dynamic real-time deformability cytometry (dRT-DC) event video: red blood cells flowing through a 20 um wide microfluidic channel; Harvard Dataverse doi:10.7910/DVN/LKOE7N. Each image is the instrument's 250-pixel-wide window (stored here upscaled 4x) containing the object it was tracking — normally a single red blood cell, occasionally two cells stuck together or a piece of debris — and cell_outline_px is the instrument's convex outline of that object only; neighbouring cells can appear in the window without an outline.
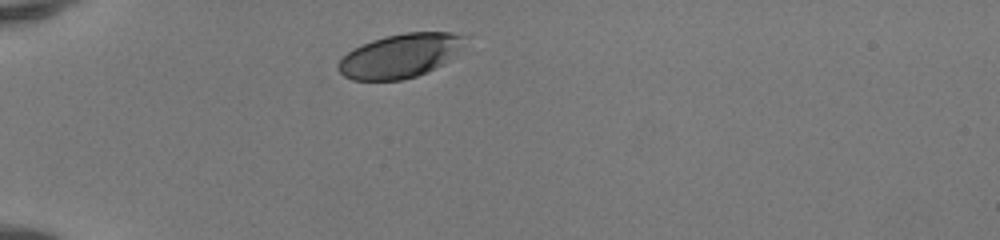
{"species": "human", "species_latin": "Homo sapiens", "temperature_condition": "room temperature", "stored_images_in_passage": 31, "camera_frame_rate_fps": 3000, "um_per_image_px": 0.085, "donor": {"sex": "female"}, "frame": {"image": 1, "passage_image": 1, "time_ms": 0.0, "image_size_px": [1000, 240], "cell_outline_px": [[464, 36], [460, 48], [440, 64], [416, 76], [400, 80], [352, 80], [344, 76], [336, 68], [336, 64], [348, 52], [372, 40], [384, 36], [404, 32], [452, 32]], "centroid_in_image_um": [33.92, 4.74], "position_along_channel_um": 51.1, "area_um2": 31.62}}
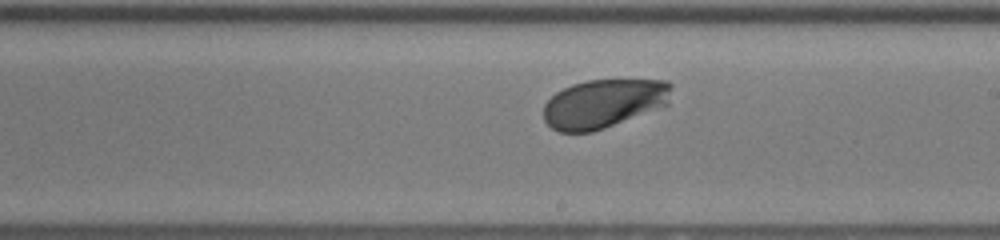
{"frame": {"image": 2, "passage_image": 17, "time_ms": 5.333, "image_size_px": [1000, 240], "cell_outline_px": [[672, 88], [668, 104], [604, 128], [592, 132], [560, 132], [552, 128], [544, 120], [544, 104], [556, 92], [572, 84], [588, 80], [668, 80], [672, 84]], "centroid_in_image_um": [51.31, 8.79], "position_along_channel_um": 237.7, "area_um2": 36.13}}
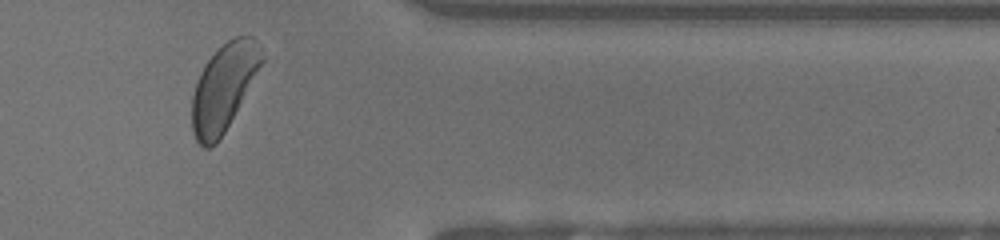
{"frame": {"image": 3, "passage_image": 29, "time_ms": 9.333, "image_size_px": [1000, 240], "cell_outline_px": [[264, 60], [224, 132], [216, 144], [208, 148], [204, 148], [196, 140], [192, 132], [192, 96], [200, 72], [204, 64], [228, 40], [236, 36], [252, 36], [260, 48]], "centroid_in_image_um": [18.99, 7.45], "position_along_channel_um": 392.4, "area_um2": 34.51}, "authors_computed_cell_mechanics": {"area_um2": 36.1828, "velocity_mm_per_s": 4.0815, "shape_relaxation_time_tau1_ms": 0.7471, "shape_relaxation_time_tau2_ms": null, "deformation_change_tau1": 0.0803, "deformation_change_tau2": null}}